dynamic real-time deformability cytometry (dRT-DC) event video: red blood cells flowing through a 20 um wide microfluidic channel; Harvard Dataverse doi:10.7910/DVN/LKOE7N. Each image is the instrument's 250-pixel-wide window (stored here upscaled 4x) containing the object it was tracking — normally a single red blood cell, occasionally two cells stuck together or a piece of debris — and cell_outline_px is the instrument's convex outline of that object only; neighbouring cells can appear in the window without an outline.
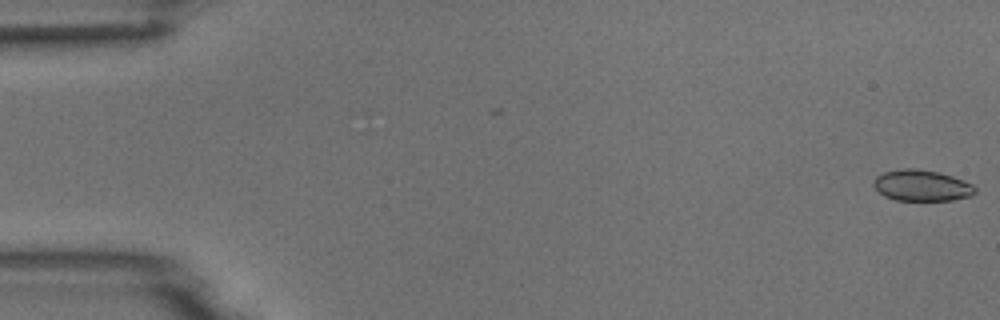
{"species": "common noctule bat (a hibernating species)", "species_latin": "Nyctalus noctula", "temperature_condition": "room temperature", "stored_images_in_passage": 5, "camera_frame_rate_fps": 3000, "um_per_image_px": 0.085, "animal": {"sex": "male", "body_mass_g": 18.8}, "frame": {"image": 1, "passage_image": 1, "time_ms": 0.0, "image_size_px": [1000, 320], "cell_outline_px": [[976, 192], [972, 196], [952, 200], [896, 200], [884, 196], [872, 184], [876, 176], [884, 172], [904, 168], [916, 168], [940, 172], [952, 176], [972, 184], [976, 188]], "centroid_in_image_um": [78.36, 15.76], "position_along_channel_um": 6.6, "area_um2": 18.44}}
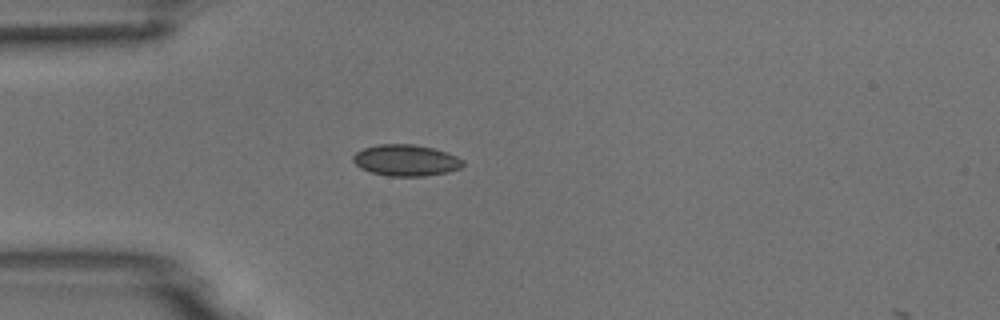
{"frame": {"image": 2, "passage_image": 5, "time_ms": 4.667, "image_size_px": [1000, 320], "cell_outline_px": [[464, 164], [460, 168], [448, 172], [424, 176], [388, 176], [372, 172], [360, 168], [352, 160], [352, 156], [356, 152], [364, 148], [380, 144], [412, 144], [432, 148], [456, 156], [464, 160]], "centroid_in_image_um": [34.49, 13.63], "position_along_channel_um": 50.5, "area_um2": 19.94}}